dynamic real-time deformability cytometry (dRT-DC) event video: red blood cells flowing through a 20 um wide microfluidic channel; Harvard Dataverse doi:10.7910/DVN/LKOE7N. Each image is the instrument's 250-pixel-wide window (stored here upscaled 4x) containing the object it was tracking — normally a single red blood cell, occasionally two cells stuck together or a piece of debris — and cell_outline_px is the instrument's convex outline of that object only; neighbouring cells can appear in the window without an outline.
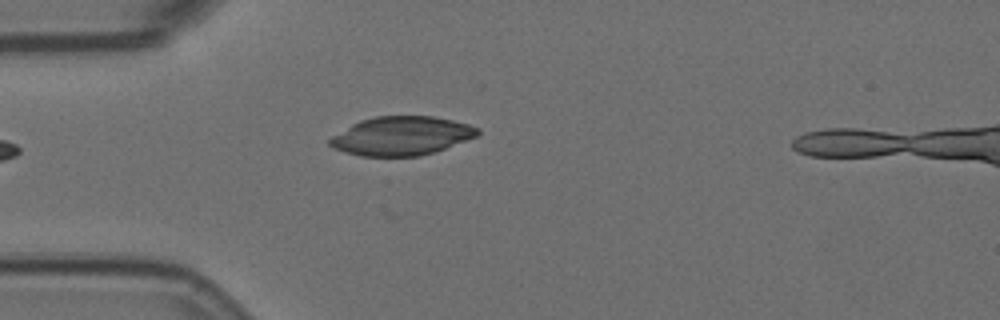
{"species": "Egyptian fruit bat (a non-hibernating species)", "species_latin": "Rousettus aegyptiacus", "temperature_condition": "room temperature", "stored_images_in_passage": 4, "camera_frame_rate_fps": 3000, "um_per_image_px": 0.085, "animal": {"sex": "female"}, "frame": {"image": 1, "passage_image": 4, "time_ms": 1.0, "image_size_px": [1000, 320], "cell_outline_px": [[480, 136], [420, 156], [360, 156], [344, 152], [332, 148], [328, 144], [328, 140], [332, 136], [352, 124], [360, 120], [376, 116], [432, 116], [452, 120], [468, 124], [480, 128]], "centroid_in_image_um": [34.12, 11.55], "position_along_channel_um": 50.9, "area_um2": 33.47}}